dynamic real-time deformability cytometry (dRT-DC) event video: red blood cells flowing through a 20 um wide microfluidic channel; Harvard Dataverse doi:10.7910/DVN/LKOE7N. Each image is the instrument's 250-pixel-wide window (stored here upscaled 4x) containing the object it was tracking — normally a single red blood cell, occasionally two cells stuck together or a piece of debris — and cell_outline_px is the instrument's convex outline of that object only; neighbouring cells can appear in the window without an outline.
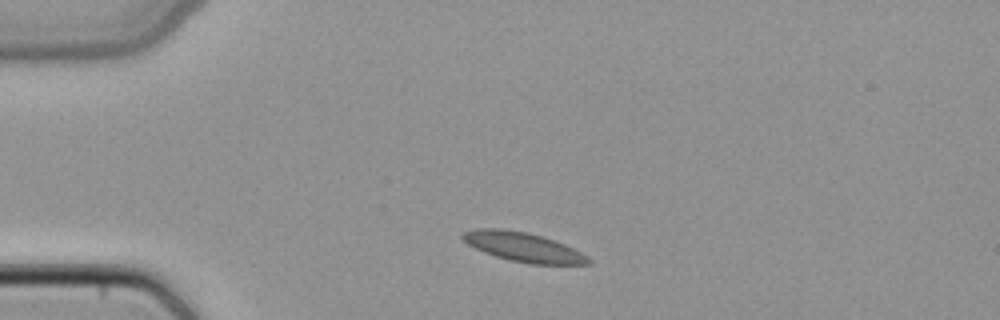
{"species": "common noctule bat (a hibernating species)", "species_latin": "Nyctalus noctula", "temperature_condition": "cold", "stored_images_in_passage": 4, "camera_frame_rate_fps": 3000, "um_per_image_px": 0.085, "animal": {"sex": "female", "body_mass_g": 22.7, "forearm_length_mm": 54.2}, "frame": {"image": 1, "passage_image": 1, "time_ms": 0.0, "image_size_px": [1000, 320], "cell_outline_px": [[592, 264], [528, 264], [496, 256], [484, 252], [468, 244], [460, 236], [464, 232], [476, 228], [504, 228], [528, 232], [544, 236], [564, 244], [588, 256], [592, 260]], "centroid_in_image_um": [44.49, 20.98], "position_along_channel_um": 40.5, "area_um2": 21.5}}
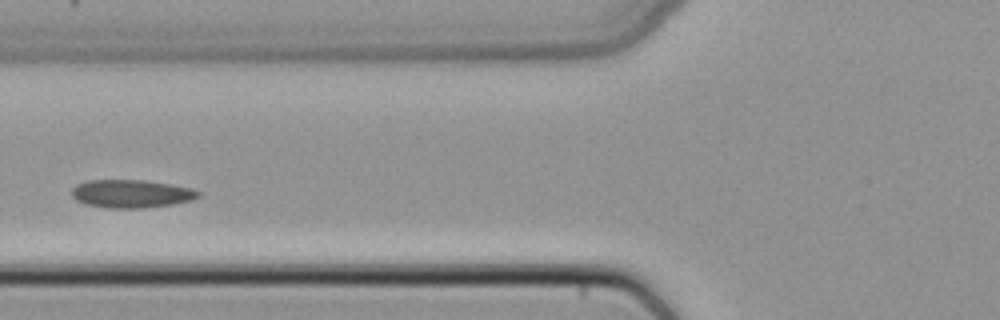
{"frame": {"image": 2, "passage_image": 3, "time_ms": 0.667, "image_size_px": [1000, 320], "cell_outline_px": [[200, 196], [192, 200], [172, 204], [140, 208], [108, 208], [84, 204], [76, 200], [72, 196], [72, 188], [76, 184], [88, 180], [144, 180], [172, 184], [192, 188], [200, 192]], "centroid_in_image_um": [11.15, 16.46], "position_along_channel_um": 114.7, "area_um2": 20.81}}